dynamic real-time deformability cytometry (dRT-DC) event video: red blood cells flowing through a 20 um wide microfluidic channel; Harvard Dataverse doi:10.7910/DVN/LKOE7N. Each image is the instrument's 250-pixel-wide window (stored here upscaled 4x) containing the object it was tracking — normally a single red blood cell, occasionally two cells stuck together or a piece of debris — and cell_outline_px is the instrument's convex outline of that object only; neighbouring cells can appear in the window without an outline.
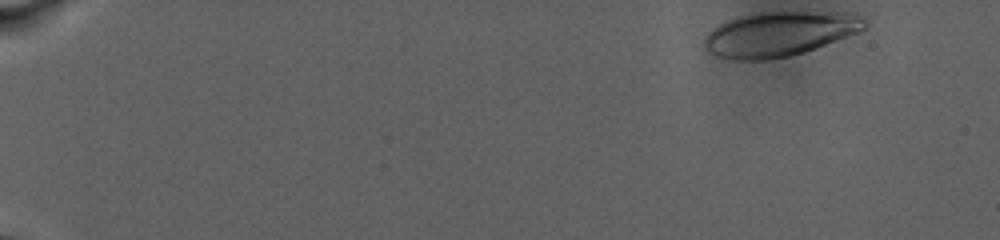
{"species": "human", "species_latin": "Homo sapiens", "temperature_condition": "warm", "stored_images_in_passage": 28, "camera_frame_rate_fps": 3000, "um_per_image_px": 0.085, "donor": {"sex": "male"}, "frame": {"image": 1, "passage_image": 1, "time_ms": 0.0, "image_size_px": [1000, 240], "cell_outline_px": [[868, 24], [860, 32], [804, 52], [788, 56], [764, 60], [736, 60], [716, 56], [708, 52], [704, 48], [704, 40], [708, 32], [720, 24], [728, 20], [752, 12], [856, 12]], "centroid_in_image_um": [66.26, 2.87], "position_along_channel_um": 18.7, "area_um2": 41.91}}